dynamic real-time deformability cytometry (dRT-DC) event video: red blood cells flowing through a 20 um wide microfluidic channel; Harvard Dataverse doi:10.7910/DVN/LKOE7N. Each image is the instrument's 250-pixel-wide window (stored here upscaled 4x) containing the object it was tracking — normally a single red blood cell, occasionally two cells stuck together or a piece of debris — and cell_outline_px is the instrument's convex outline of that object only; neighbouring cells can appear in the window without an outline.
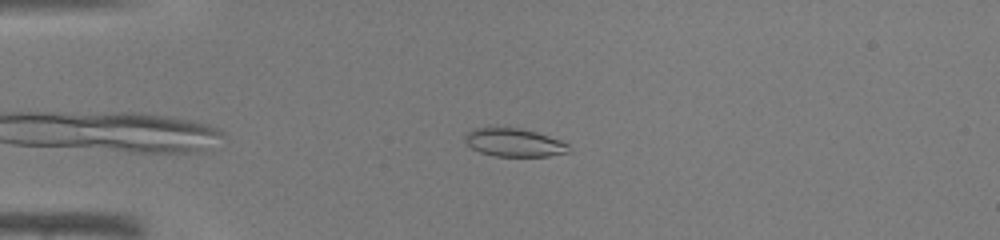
{"species": "common noctule bat (a hibernating species)", "species_latin": "Nyctalus noctula", "temperature_condition": "warm", "stored_images_in_passage": 35, "camera_frame_rate_fps": 3000, "um_per_image_px": 0.085, "animal": {"sex": "male", "body_mass_g": 19.0, "forearm_length_mm": 50.8}, "frame": {"image": 1, "passage_image": 3, "time_ms": 0.667, "image_size_px": [1000, 240], "cell_outline_px": [[568, 152], [548, 156], [496, 156], [480, 152], [464, 144], [464, 136], [472, 128], [488, 124], [516, 128], [536, 132], [560, 140], [568, 144]], "centroid_in_image_um": [43.58, 12.07], "position_along_channel_um": 41.4, "area_um2": 17.51}}
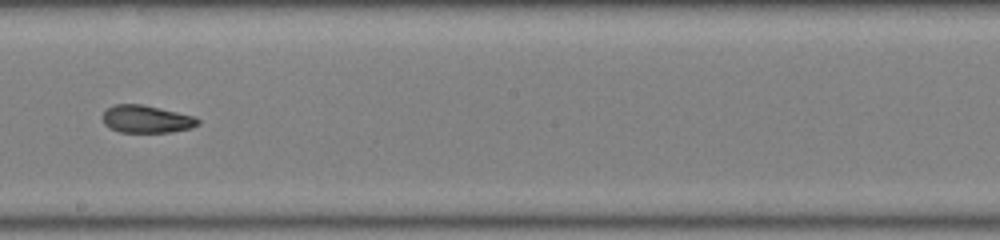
{"frame": {"image": 2, "passage_image": 18, "time_ms": 5.667, "image_size_px": [1000, 240], "cell_outline_px": [[200, 124], [192, 128], [168, 132], [120, 132], [104, 124], [104, 112], [108, 108], [116, 104], [140, 104], [176, 112], [192, 116], [200, 120]], "centroid_in_image_um": [12.47, 10.13], "position_along_channel_um": 235.7, "area_um2": 14.97}}
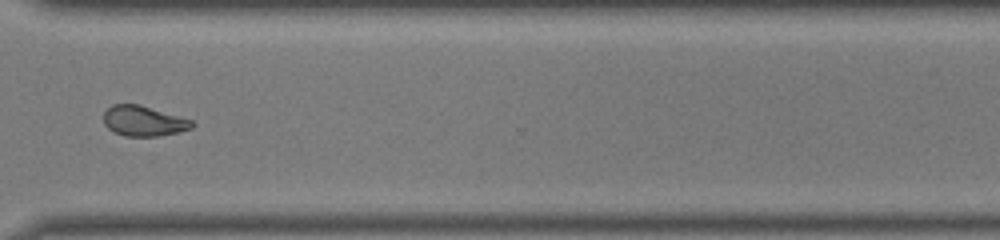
{"frame": {"image": 3, "passage_image": 26, "time_ms": 8.333, "image_size_px": [1000, 240], "cell_outline_px": [[196, 124], [192, 128], [180, 132], [160, 136], [124, 136], [108, 128], [104, 124], [104, 112], [112, 104], [140, 104], [192, 120]], "centroid_in_image_um": [12.23, 10.28], "position_along_channel_um": 358.4, "area_um2": 15.66}}